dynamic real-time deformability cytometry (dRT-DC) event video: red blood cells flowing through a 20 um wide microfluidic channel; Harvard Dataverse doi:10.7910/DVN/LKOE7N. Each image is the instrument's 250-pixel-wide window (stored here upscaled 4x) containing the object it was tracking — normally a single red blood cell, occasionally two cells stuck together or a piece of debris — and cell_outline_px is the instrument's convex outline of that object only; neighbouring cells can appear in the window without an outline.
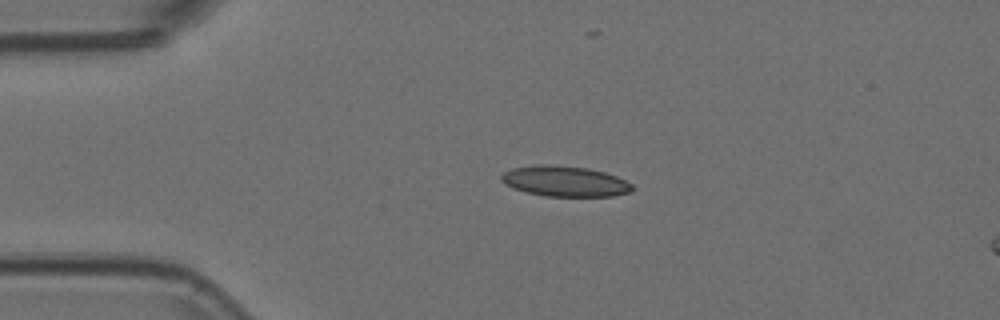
{"species": "Egyptian fruit bat (a non-hibernating species)", "species_latin": "Rousettus aegyptiacus", "temperature_condition": "room temperature", "stored_images_in_passage": 44, "camera_frame_rate_fps": 3000, "um_per_image_px": 0.085, "animal": {"sex": "female"}, "frame": {"image": 1, "passage_image": 1, "time_ms": 0.0, "image_size_px": [1000, 320], "cell_outline_px": [[632, 188], [628, 192], [612, 196], [544, 196], [528, 192], [504, 184], [500, 180], [500, 176], [504, 172], [512, 168], [532, 164], [552, 164], [588, 168], [604, 172], [616, 176], [632, 184]], "centroid_in_image_um": [47.96, 15.39], "position_along_channel_um": 37.0, "area_um2": 23.24}}
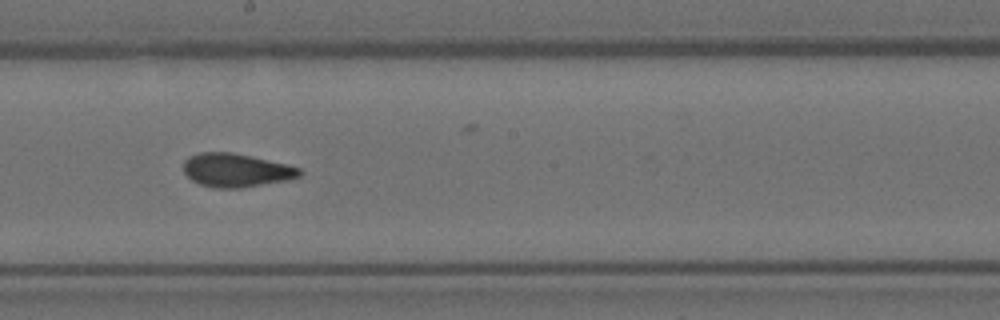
{"frame": {"image": 2, "passage_image": 19, "time_ms": 6.0, "image_size_px": [1000, 320], "cell_outline_px": [[304, 172], [300, 176], [288, 180], [240, 188], [216, 188], [200, 184], [192, 180], [184, 172], [184, 160], [188, 156], [200, 152], [232, 152], [252, 156], [288, 164], [300, 168]], "centroid_in_image_um": [20.09, 14.46], "position_along_channel_um": 228.1, "area_um2": 22.83}}
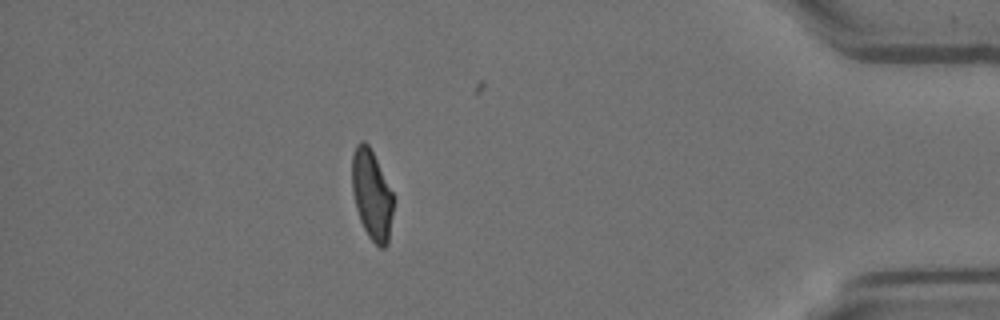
{"frame": {"image": 3, "passage_image": 37, "time_ms": 12.0, "image_size_px": [1000, 320], "cell_outline_px": [[392, 212], [388, 244], [384, 248], [380, 248], [368, 236], [360, 220], [356, 208], [352, 192], [352, 156], [356, 144], [360, 140], [364, 140], [368, 144], [392, 192]], "centroid_in_image_um": [31.57, 16.56], "position_along_channel_um": 403.6, "area_um2": 21.27}, "authors_computed_cell_mechanics": {"area_um2": 22.5998, "velocity_mm_per_s": 3.7108, "shape_relaxation_time_tau1_ms": 10.6768, "shape_relaxation_time_tau2_ms": 1.6565, "deformation_change_tau1": 0.2558, "deformation_change_tau2": 0.0737}}